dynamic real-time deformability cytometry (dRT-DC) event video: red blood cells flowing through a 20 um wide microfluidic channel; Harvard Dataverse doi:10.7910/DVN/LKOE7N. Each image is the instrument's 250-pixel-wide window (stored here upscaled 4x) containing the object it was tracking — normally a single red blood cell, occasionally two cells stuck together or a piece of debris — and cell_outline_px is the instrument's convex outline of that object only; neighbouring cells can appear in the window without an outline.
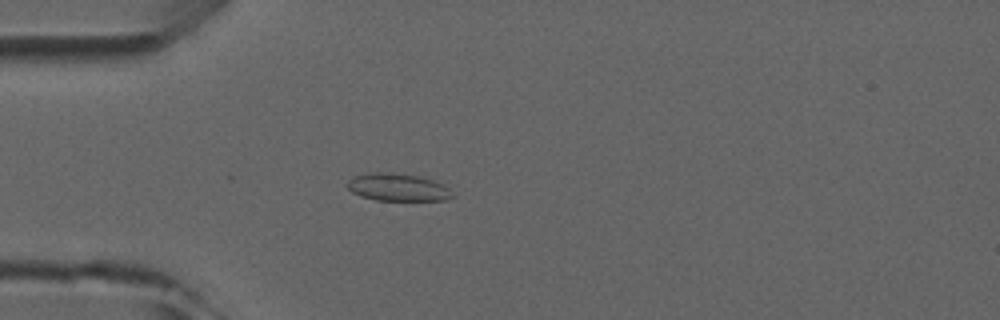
{"species": "common noctule bat (a hibernating species)", "species_latin": "Nyctalus noctula", "temperature_condition": "room temperature", "stored_images_in_passage": 4, "camera_frame_rate_fps": 3000, "um_per_image_px": 0.085, "animal": {"sex": "male", "forearm_length_mm": 52.5}, "frame": {"image": 1, "passage_image": 4, "time_ms": 3.667, "image_size_px": [1000, 320], "cell_outline_px": [[456, 196], [444, 200], [376, 200], [360, 196], [352, 192], [344, 184], [348, 180], [356, 176], [368, 172], [392, 172], [420, 176], [444, 184]], "centroid_in_image_um": [33.8, 15.91], "position_along_channel_um": 51.2, "area_um2": 17.05}}